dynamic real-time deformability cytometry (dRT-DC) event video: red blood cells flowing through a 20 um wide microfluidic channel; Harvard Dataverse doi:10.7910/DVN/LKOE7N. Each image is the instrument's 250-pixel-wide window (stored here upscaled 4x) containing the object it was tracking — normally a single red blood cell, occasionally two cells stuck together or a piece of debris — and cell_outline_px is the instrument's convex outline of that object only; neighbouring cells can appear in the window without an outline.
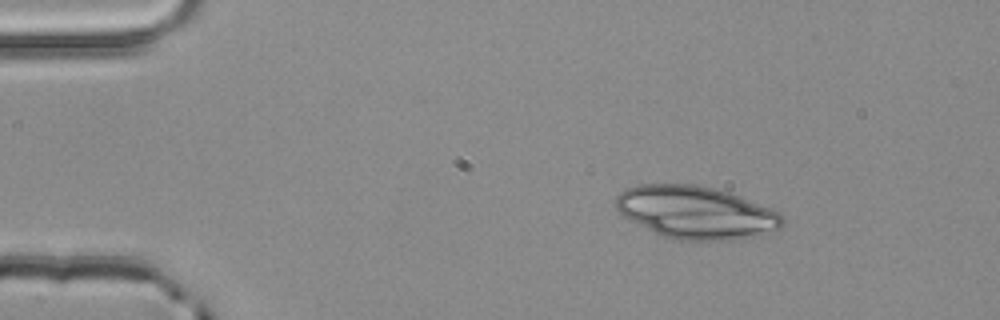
{"species": "common noctule bat (a hibernating species)", "species_latin": "Nyctalus noctula", "temperature_condition": "room temperature", "stored_images_in_passage": 3, "camera_frame_rate_fps": 3000, "um_per_image_px": 0.085, "animal": {"sex": "male", "body_mass_g": 20.4}, "frame": {"image": 1, "passage_image": 1, "time_ms": 0.0, "image_size_px": [1000, 320], "cell_outline_px": [[784, 228], [752, 236], [732, 240], [680, 240], [664, 236], [628, 220], [616, 208], [616, 196], [624, 188], [640, 184], [696, 184], [716, 188], [732, 192], [768, 208], [784, 216]], "centroid_in_image_um": [59.15, 18.04], "position_along_channel_um": 25.9, "area_um2": 51.15}}